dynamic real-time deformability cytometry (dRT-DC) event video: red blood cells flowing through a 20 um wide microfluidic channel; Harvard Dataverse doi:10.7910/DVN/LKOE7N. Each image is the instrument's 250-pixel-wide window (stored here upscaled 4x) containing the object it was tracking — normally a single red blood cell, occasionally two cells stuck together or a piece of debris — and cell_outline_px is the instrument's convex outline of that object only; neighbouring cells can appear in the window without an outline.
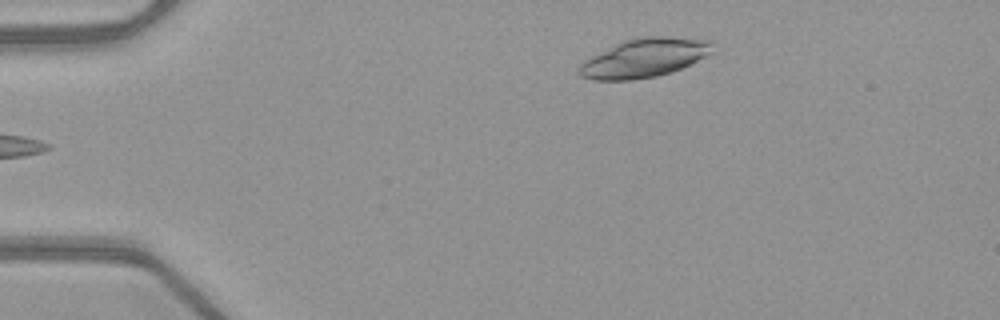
{"species": "common noctule bat (a hibernating species)", "species_latin": "Nyctalus noctula", "temperature_condition": "warm", "stored_images_in_passage": 44, "camera_frame_rate_fps": 3000, "um_per_image_px": 0.085, "animal": {"sex": "female", "body_mass_g": 21.9}, "frame": {"image": 1, "passage_image": 2, "time_ms": 0.333, "image_size_px": [1000, 320], "cell_outline_px": [[712, 52], [672, 72], [656, 76], [632, 80], [592, 80], [580, 76], [576, 72], [580, 64], [584, 60], [624, 40], [636, 36], [664, 36], [712, 40]], "centroid_in_image_um": [54.72, 4.92], "position_along_channel_um": 30.3, "area_um2": 30.06}}
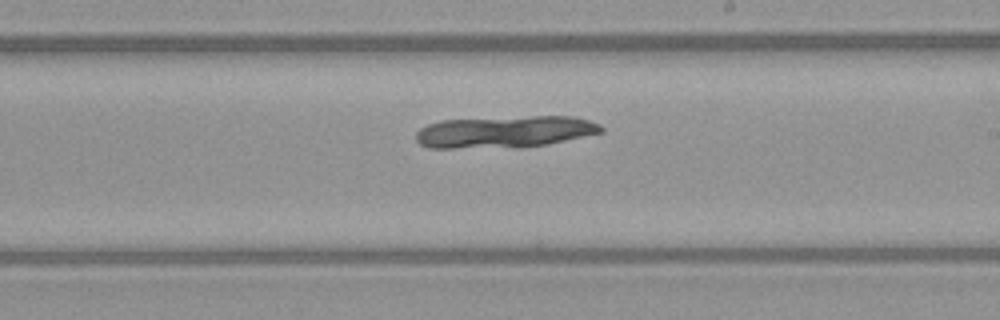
{"frame": {"image": 2, "passage_image": 23, "time_ms": 7.333, "image_size_px": [1000, 320], "cell_outline_px": [[604, 132], [548, 144], [520, 148], [428, 148], [420, 144], [416, 140], [416, 132], [420, 128], [428, 124], [440, 120], [532, 116], [572, 116], [588, 120], [600, 124], [604, 128]], "centroid_in_image_um": [42.9, 11.21], "position_along_channel_um": 246.1, "area_um2": 34.85}}
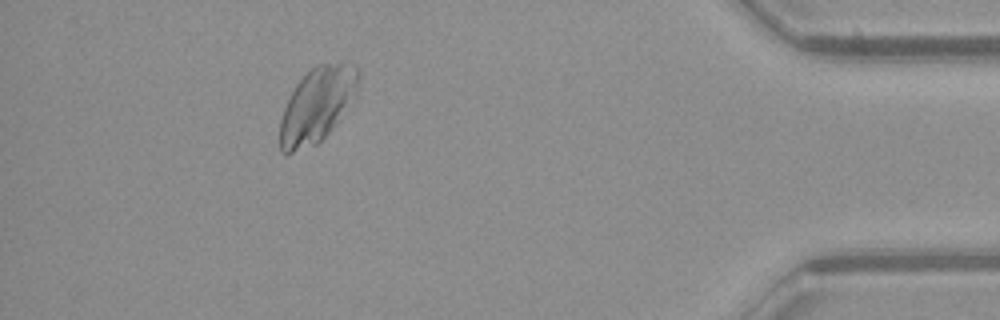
{"frame": {"image": 3, "passage_image": 39, "time_ms": 12.667, "image_size_px": [1000, 320], "cell_outline_px": [[360, 72], [356, 96], [336, 124], [316, 144], [288, 156], [284, 156], [280, 152], [280, 120], [284, 108], [296, 84], [316, 64], [356, 64]], "centroid_in_image_um": [26.94, 8.96], "position_along_channel_um": 408.3, "area_um2": 34.22}}